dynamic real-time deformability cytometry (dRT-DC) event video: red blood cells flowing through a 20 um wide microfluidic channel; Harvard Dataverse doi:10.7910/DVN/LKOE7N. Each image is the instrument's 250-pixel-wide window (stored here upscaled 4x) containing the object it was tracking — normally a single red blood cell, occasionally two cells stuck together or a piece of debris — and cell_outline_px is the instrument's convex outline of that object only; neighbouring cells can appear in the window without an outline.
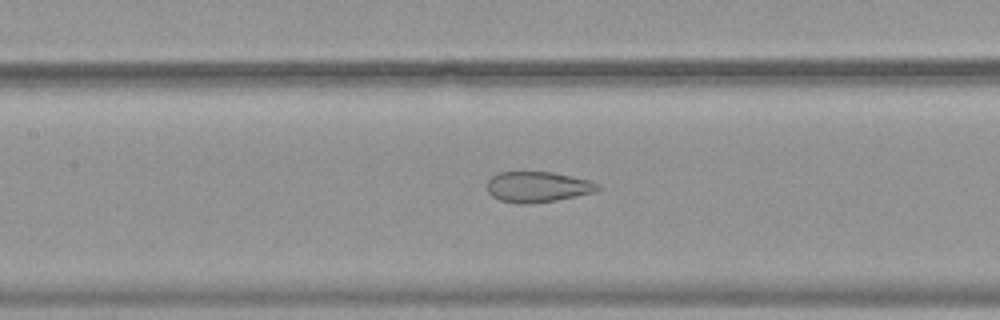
{"species": "common noctule bat (a hibernating species)", "species_latin": "Nyctalus noctula", "temperature_condition": "warm", "stored_images_in_passage": 49, "camera_frame_rate_fps": 3000, "um_per_image_px": 0.085, "animal": {"sex": "female", "body_mass_g": 19.9}, "frame": {"image": 1, "passage_image": 25, "time_ms": 8.0, "image_size_px": [1000, 320], "cell_outline_px": [[604, 188], [596, 192], [556, 200], [528, 204], [520, 204], [500, 200], [492, 196], [488, 192], [488, 180], [492, 176], [500, 172], [552, 172], [592, 180], [600, 184]], "centroid_in_image_um": [45.77, 15.88], "position_along_channel_um": 161.6, "area_um2": 19.94}}
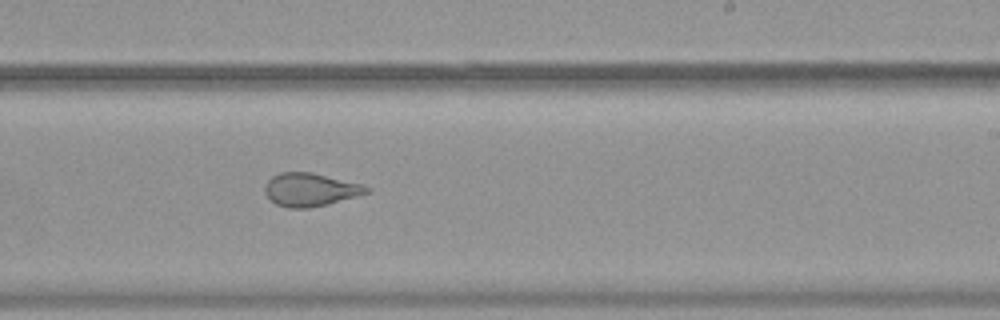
{"frame": {"image": 2, "passage_image": 33, "time_ms": 10.667, "image_size_px": [1000, 320], "cell_outline_px": [[372, 192], [328, 204], [308, 208], [288, 208], [276, 204], [264, 192], [264, 188], [268, 180], [272, 176], [280, 172], [312, 172], [364, 184], [372, 188]], "centroid_in_image_um": [26.43, 16.11], "position_along_channel_um": 262.6, "area_um2": 19.88}}
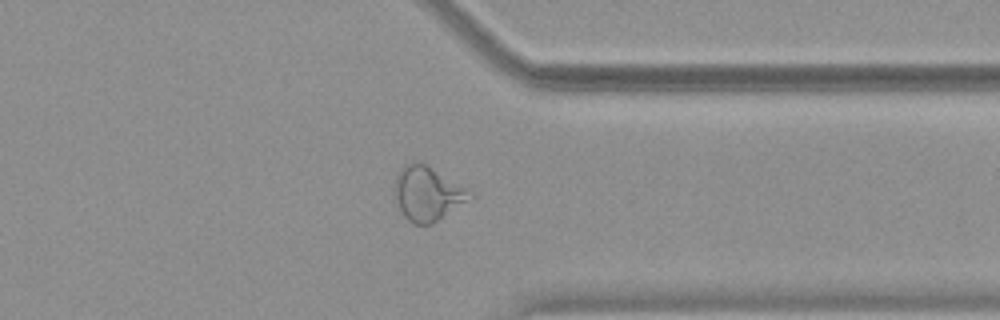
{"frame": {"image": 3, "passage_image": 42, "time_ms": 13.667, "image_size_px": [1000, 320], "cell_outline_px": [[476, 196], [432, 224], [412, 224], [404, 216], [392, 192], [396, 176], [400, 168], [404, 164], [416, 160], [432, 168], [468, 188]], "centroid_in_image_um": [36.33, 16.45], "position_along_channel_um": 375.1, "area_um2": 24.04}}